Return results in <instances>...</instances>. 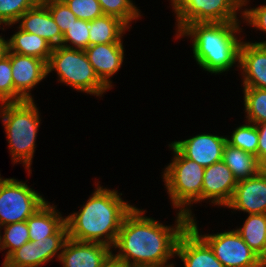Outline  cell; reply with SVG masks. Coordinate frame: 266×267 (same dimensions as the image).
<instances>
[{"instance_id":"21","label":"cell","mask_w":266,"mask_h":267,"mask_svg":"<svg viewBox=\"0 0 266 267\" xmlns=\"http://www.w3.org/2000/svg\"><path fill=\"white\" fill-rule=\"evenodd\" d=\"M18 29L9 40L7 39L8 52L34 56L48 63L53 47L40 36L25 32L19 27Z\"/></svg>"},{"instance_id":"40","label":"cell","mask_w":266,"mask_h":267,"mask_svg":"<svg viewBox=\"0 0 266 267\" xmlns=\"http://www.w3.org/2000/svg\"><path fill=\"white\" fill-rule=\"evenodd\" d=\"M38 3H45V2H48V1H52V0H37Z\"/></svg>"},{"instance_id":"11","label":"cell","mask_w":266,"mask_h":267,"mask_svg":"<svg viewBox=\"0 0 266 267\" xmlns=\"http://www.w3.org/2000/svg\"><path fill=\"white\" fill-rule=\"evenodd\" d=\"M227 137L213 134H199L184 141L171 144L186 158L203 167L222 161Z\"/></svg>"},{"instance_id":"9","label":"cell","mask_w":266,"mask_h":267,"mask_svg":"<svg viewBox=\"0 0 266 267\" xmlns=\"http://www.w3.org/2000/svg\"><path fill=\"white\" fill-rule=\"evenodd\" d=\"M189 226L210 246L215 257L225 267H247L260 258L234 229L202 235L194 217L189 220Z\"/></svg>"},{"instance_id":"26","label":"cell","mask_w":266,"mask_h":267,"mask_svg":"<svg viewBox=\"0 0 266 267\" xmlns=\"http://www.w3.org/2000/svg\"><path fill=\"white\" fill-rule=\"evenodd\" d=\"M2 227L4 228V235L0 236V251L9 249L6 252L5 260L13 251L29 242L30 238L26 221L11 223Z\"/></svg>"},{"instance_id":"13","label":"cell","mask_w":266,"mask_h":267,"mask_svg":"<svg viewBox=\"0 0 266 267\" xmlns=\"http://www.w3.org/2000/svg\"><path fill=\"white\" fill-rule=\"evenodd\" d=\"M237 180L223 161L205 167L202 185V201L211 200L219 206H227L231 201Z\"/></svg>"},{"instance_id":"2","label":"cell","mask_w":266,"mask_h":267,"mask_svg":"<svg viewBox=\"0 0 266 267\" xmlns=\"http://www.w3.org/2000/svg\"><path fill=\"white\" fill-rule=\"evenodd\" d=\"M98 185L77 213L65 217L68 238L112 248L125 216L134 206L122 200V193L118 195V191Z\"/></svg>"},{"instance_id":"25","label":"cell","mask_w":266,"mask_h":267,"mask_svg":"<svg viewBox=\"0 0 266 267\" xmlns=\"http://www.w3.org/2000/svg\"><path fill=\"white\" fill-rule=\"evenodd\" d=\"M243 88L247 121L254 124L266 122V89Z\"/></svg>"},{"instance_id":"4","label":"cell","mask_w":266,"mask_h":267,"mask_svg":"<svg viewBox=\"0 0 266 267\" xmlns=\"http://www.w3.org/2000/svg\"><path fill=\"white\" fill-rule=\"evenodd\" d=\"M0 116L6 131L12 162H22L30 174L36 148V135L41 121L34 99L2 103Z\"/></svg>"},{"instance_id":"32","label":"cell","mask_w":266,"mask_h":267,"mask_svg":"<svg viewBox=\"0 0 266 267\" xmlns=\"http://www.w3.org/2000/svg\"><path fill=\"white\" fill-rule=\"evenodd\" d=\"M70 11L81 20L92 21L103 16L98 0H63Z\"/></svg>"},{"instance_id":"31","label":"cell","mask_w":266,"mask_h":267,"mask_svg":"<svg viewBox=\"0 0 266 267\" xmlns=\"http://www.w3.org/2000/svg\"><path fill=\"white\" fill-rule=\"evenodd\" d=\"M2 267H38L36 244L33 241L23 244L4 260Z\"/></svg>"},{"instance_id":"29","label":"cell","mask_w":266,"mask_h":267,"mask_svg":"<svg viewBox=\"0 0 266 267\" xmlns=\"http://www.w3.org/2000/svg\"><path fill=\"white\" fill-rule=\"evenodd\" d=\"M38 4L37 0H0V26H11L30 8Z\"/></svg>"},{"instance_id":"23","label":"cell","mask_w":266,"mask_h":267,"mask_svg":"<svg viewBox=\"0 0 266 267\" xmlns=\"http://www.w3.org/2000/svg\"><path fill=\"white\" fill-rule=\"evenodd\" d=\"M236 231L260 258H266V214H249Z\"/></svg>"},{"instance_id":"28","label":"cell","mask_w":266,"mask_h":267,"mask_svg":"<svg viewBox=\"0 0 266 267\" xmlns=\"http://www.w3.org/2000/svg\"><path fill=\"white\" fill-rule=\"evenodd\" d=\"M104 15H111L119 18L128 27L132 20L139 18L140 11L132 3V0H98Z\"/></svg>"},{"instance_id":"16","label":"cell","mask_w":266,"mask_h":267,"mask_svg":"<svg viewBox=\"0 0 266 267\" xmlns=\"http://www.w3.org/2000/svg\"><path fill=\"white\" fill-rule=\"evenodd\" d=\"M237 67L242 71L243 87L266 89V44L242 41Z\"/></svg>"},{"instance_id":"35","label":"cell","mask_w":266,"mask_h":267,"mask_svg":"<svg viewBox=\"0 0 266 267\" xmlns=\"http://www.w3.org/2000/svg\"><path fill=\"white\" fill-rule=\"evenodd\" d=\"M241 16L243 20L249 23V25L257 28L266 33V5H260L257 8L245 9L241 11ZM258 44H266V41L255 42Z\"/></svg>"},{"instance_id":"24","label":"cell","mask_w":266,"mask_h":267,"mask_svg":"<svg viewBox=\"0 0 266 267\" xmlns=\"http://www.w3.org/2000/svg\"><path fill=\"white\" fill-rule=\"evenodd\" d=\"M67 239L68 228L65 222L53 235L33 241L36 244L38 267L46 264L49 260L53 259V257H57L59 260L61 255L60 251H62L61 249H63Z\"/></svg>"},{"instance_id":"12","label":"cell","mask_w":266,"mask_h":267,"mask_svg":"<svg viewBox=\"0 0 266 267\" xmlns=\"http://www.w3.org/2000/svg\"><path fill=\"white\" fill-rule=\"evenodd\" d=\"M248 214H266V172L237 181L233 197L226 206Z\"/></svg>"},{"instance_id":"19","label":"cell","mask_w":266,"mask_h":267,"mask_svg":"<svg viewBox=\"0 0 266 267\" xmlns=\"http://www.w3.org/2000/svg\"><path fill=\"white\" fill-rule=\"evenodd\" d=\"M55 208L47 201L26 220L30 241L53 235L65 223V218Z\"/></svg>"},{"instance_id":"39","label":"cell","mask_w":266,"mask_h":267,"mask_svg":"<svg viewBox=\"0 0 266 267\" xmlns=\"http://www.w3.org/2000/svg\"><path fill=\"white\" fill-rule=\"evenodd\" d=\"M247 267H266V258H259Z\"/></svg>"},{"instance_id":"43","label":"cell","mask_w":266,"mask_h":267,"mask_svg":"<svg viewBox=\"0 0 266 267\" xmlns=\"http://www.w3.org/2000/svg\"><path fill=\"white\" fill-rule=\"evenodd\" d=\"M129 267H152V266H129Z\"/></svg>"},{"instance_id":"41","label":"cell","mask_w":266,"mask_h":267,"mask_svg":"<svg viewBox=\"0 0 266 267\" xmlns=\"http://www.w3.org/2000/svg\"><path fill=\"white\" fill-rule=\"evenodd\" d=\"M243 2V6H246V4L248 3L247 0H241Z\"/></svg>"},{"instance_id":"34","label":"cell","mask_w":266,"mask_h":267,"mask_svg":"<svg viewBox=\"0 0 266 267\" xmlns=\"http://www.w3.org/2000/svg\"><path fill=\"white\" fill-rule=\"evenodd\" d=\"M14 102L11 60L8 55L0 60V104Z\"/></svg>"},{"instance_id":"36","label":"cell","mask_w":266,"mask_h":267,"mask_svg":"<svg viewBox=\"0 0 266 267\" xmlns=\"http://www.w3.org/2000/svg\"><path fill=\"white\" fill-rule=\"evenodd\" d=\"M258 130L257 159L263 165L266 162V122L256 124Z\"/></svg>"},{"instance_id":"42","label":"cell","mask_w":266,"mask_h":267,"mask_svg":"<svg viewBox=\"0 0 266 267\" xmlns=\"http://www.w3.org/2000/svg\"><path fill=\"white\" fill-rule=\"evenodd\" d=\"M263 170L266 172V162L263 164Z\"/></svg>"},{"instance_id":"6","label":"cell","mask_w":266,"mask_h":267,"mask_svg":"<svg viewBox=\"0 0 266 267\" xmlns=\"http://www.w3.org/2000/svg\"><path fill=\"white\" fill-rule=\"evenodd\" d=\"M56 71L61 83L87 94L102 96L109 88L98 78L84 50L53 47L47 74Z\"/></svg>"},{"instance_id":"17","label":"cell","mask_w":266,"mask_h":267,"mask_svg":"<svg viewBox=\"0 0 266 267\" xmlns=\"http://www.w3.org/2000/svg\"><path fill=\"white\" fill-rule=\"evenodd\" d=\"M123 43H106L89 46L84 51L98 78L112 88L110 77L119 71L124 60Z\"/></svg>"},{"instance_id":"27","label":"cell","mask_w":266,"mask_h":267,"mask_svg":"<svg viewBox=\"0 0 266 267\" xmlns=\"http://www.w3.org/2000/svg\"><path fill=\"white\" fill-rule=\"evenodd\" d=\"M258 139L256 124L246 122V124L235 128L231 138H227V143L257 157Z\"/></svg>"},{"instance_id":"8","label":"cell","mask_w":266,"mask_h":267,"mask_svg":"<svg viewBox=\"0 0 266 267\" xmlns=\"http://www.w3.org/2000/svg\"><path fill=\"white\" fill-rule=\"evenodd\" d=\"M47 201L26 183L0 177V226L26 221Z\"/></svg>"},{"instance_id":"30","label":"cell","mask_w":266,"mask_h":267,"mask_svg":"<svg viewBox=\"0 0 266 267\" xmlns=\"http://www.w3.org/2000/svg\"><path fill=\"white\" fill-rule=\"evenodd\" d=\"M89 28V21L77 19V21L70 26V29L63 34L62 46L85 50L89 47Z\"/></svg>"},{"instance_id":"14","label":"cell","mask_w":266,"mask_h":267,"mask_svg":"<svg viewBox=\"0 0 266 267\" xmlns=\"http://www.w3.org/2000/svg\"><path fill=\"white\" fill-rule=\"evenodd\" d=\"M110 246L101 243L79 242L68 238L59 261L63 267H103L112 255Z\"/></svg>"},{"instance_id":"3","label":"cell","mask_w":266,"mask_h":267,"mask_svg":"<svg viewBox=\"0 0 266 267\" xmlns=\"http://www.w3.org/2000/svg\"><path fill=\"white\" fill-rule=\"evenodd\" d=\"M239 22L190 23L178 34L191 37L194 59L203 70L220 74L239 64Z\"/></svg>"},{"instance_id":"10","label":"cell","mask_w":266,"mask_h":267,"mask_svg":"<svg viewBox=\"0 0 266 267\" xmlns=\"http://www.w3.org/2000/svg\"><path fill=\"white\" fill-rule=\"evenodd\" d=\"M11 60L14 102L33 100L32 88L37 86L47 74V63L37 57L7 52Z\"/></svg>"},{"instance_id":"37","label":"cell","mask_w":266,"mask_h":267,"mask_svg":"<svg viewBox=\"0 0 266 267\" xmlns=\"http://www.w3.org/2000/svg\"><path fill=\"white\" fill-rule=\"evenodd\" d=\"M103 267H129V265L111 255L104 263Z\"/></svg>"},{"instance_id":"5","label":"cell","mask_w":266,"mask_h":267,"mask_svg":"<svg viewBox=\"0 0 266 267\" xmlns=\"http://www.w3.org/2000/svg\"><path fill=\"white\" fill-rule=\"evenodd\" d=\"M174 157L163 172L165 188L178 212L192 219L190 206L202 202V185L205 167L184 157L171 143ZM189 207V208H188Z\"/></svg>"},{"instance_id":"7","label":"cell","mask_w":266,"mask_h":267,"mask_svg":"<svg viewBox=\"0 0 266 267\" xmlns=\"http://www.w3.org/2000/svg\"><path fill=\"white\" fill-rule=\"evenodd\" d=\"M178 34L190 23L240 22L241 0H171Z\"/></svg>"},{"instance_id":"22","label":"cell","mask_w":266,"mask_h":267,"mask_svg":"<svg viewBox=\"0 0 266 267\" xmlns=\"http://www.w3.org/2000/svg\"><path fill=\"white\" fill-rule=\"evenodd\" d=\"M89 46L106 43H123L121 38L128 27L119 18L103 15L89 22Z\"/></svg>"},{"instance_id":"33","label":"cell","mask_w":266,"mask_h":267,"mask_svg":"<svg viewBox=\"0 0 266 267\" xmlns=\"http://www.w3.org/2000/svg\"><path fill=\"white\" fill-rule=\"evenodd\" d=\"M44 4L47 6L54 22L57 24L62 34L67 32L70 26L78 19L63 0H52Z\"/></svg>"},{"instance_id":"20","label":"cell","mask_w":266,"mask_h":267,"mask_svg":"<svg viewBox=\"0 0 266 267\" xmlns=\"http://www.w3.org/2000/svg\"><path fill=\"white\" fill-rule=\"evenodd\" d=\"M222 161L232 171L237 181L254 177L263 169V165L255 155L232 147L228 143L225 144Z\"/></svg>"},{"instance_id":"1","label":"cell","mask_w":266,"mask_h":267,"mask_svg":"<svg viewBox=\"0 0 266 267\" xmlns=\"http://www.w3.org/2000/svg\"><path fill=\"white\" fill-rule=\"evenodd\" d=\"M144 213L134 206L125 216L112 247L120 251L112 255L129 266L174 267L168 260L176 256L178 239L189 226L190 219L178 212L176 225L172 227Z\"/></svg>"},{"instance_id":"38","label":"cell","mask_w":266,"mask_h":267,"mask_svg":"<svg viewBox=\"0 0 266 267\" xmlns=\"http://www.w3.org/2000/svg\"><path fill=\"white\" fill-rule=\"evenodd\" d=\"M8 52V43L7 40H5V38H3L0 35V60L7 55Z\"/></svg>"},{"instance_id":"18","label":"cell","mask_w":266,"mask_h":267,"mask_svg":"<svg viewBox=\"0 0 266 267\" xmlns=\"http://www.w3.org/2000/svg\"><path fill=\"white\" fill-rule=\"evenodd\" d=\"M18 22L21 30L40 36L52 47L62 45L63 34L44 3H38L27 10Z\"/></svg>"},{"instance_id":"15","label":"cell","mask_w":266,"mask_h":267,"mask_svg":"<svg viewBox=\"0 0 266 267\" xmlns=\"http://www.w3.org/2000/svg\"><path fill=\"white\" fill-rule=\"evenodd\" d=\"M176 255L184 267H225L214 255L210 246L190 227L180 235Z\"/></svg>"}]
</instances>
